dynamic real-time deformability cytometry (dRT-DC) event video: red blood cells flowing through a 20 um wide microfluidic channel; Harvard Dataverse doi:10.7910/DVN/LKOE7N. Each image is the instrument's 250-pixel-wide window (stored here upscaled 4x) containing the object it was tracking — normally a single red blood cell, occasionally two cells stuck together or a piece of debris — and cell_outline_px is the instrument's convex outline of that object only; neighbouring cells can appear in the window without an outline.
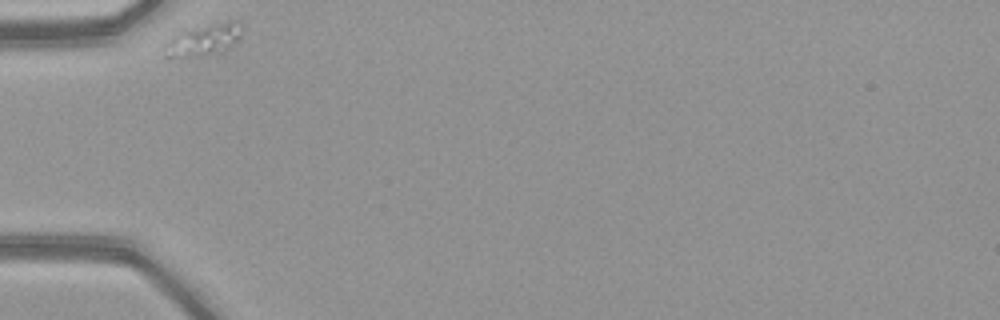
{"species": "common noctule bat (a hibernating species)", "species_latin": "Nyctalus noctula", "temperature_condition": "warm", "stored_images_in_passage": 31, "camera_frame_rate_fps": 3000, "um_per_image_px": 0.085, "animal": {"sex": "female", "body_mass_g": 21.9}, "frame": {"image": 1, "passage_image": 1, "time_ms": 0.0, "image_size_px": [1000, 320], "cell_outline_px": [[240, 36], [224, 52], [204, 56], [164, 56], [164, 44], [180, 32], [208, 24], [228, 20], [232, 20], [240, 24]], "centroid_in_image_um": [17.32, 3.39], "position_along_channel_um": 67.7, "area_um2": 13.99}}
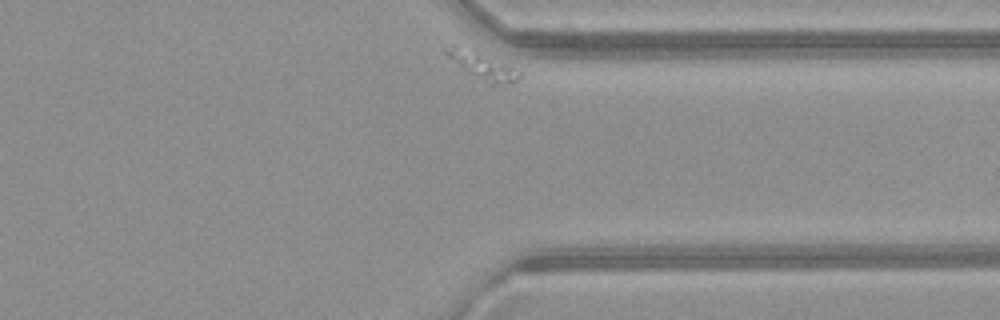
{"frame": {"image": 2, "passage_image": 31, "time_ms": 10.0, "image_size_px": [1000, 320], "cell_outline_px": [[520, 76], [516, 80], [496, 84], [488, 84], [448, 56], [444, 52], [444, 48], [448, 44], [456, 44], [480, 52], [520, 72]], "centroid_in_image_um": [40.94, 5.52], "position_along_channel_um": 370.5, "area_um2": 10.64}}